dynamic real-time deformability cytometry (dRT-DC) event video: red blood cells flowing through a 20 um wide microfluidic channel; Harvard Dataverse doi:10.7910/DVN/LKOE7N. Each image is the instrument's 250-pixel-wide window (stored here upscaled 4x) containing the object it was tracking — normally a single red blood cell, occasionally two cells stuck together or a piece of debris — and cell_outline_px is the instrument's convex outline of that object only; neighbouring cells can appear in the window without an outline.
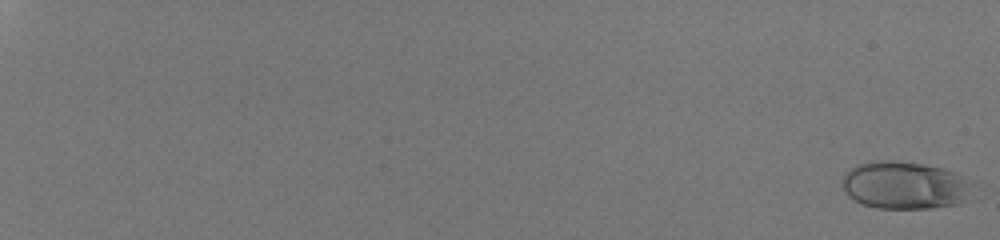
{"species": "human", "species_latin": "Homo sapiens", "temperature_condition": "room temperature", "stored_images_in_passage": 51, "camera_frame_rate_fps": 3000, "um_per_image_px": 0.085, "donor": {"sex": "male"}, "frame": {"image": 1, "passage_image": 1, "time_ms": 0.0, "image_size_px": [1000, 240], "cell_outline_px": [[976, 200], [960, 204], [928, 208], [876, 208], [860, 204], [848, 196], [844, 192], [840, 180], [856, 164], [872, 160], [892, 160], [924, 164], [944, 168], [956, 172], [972, 180]], "centroid_in_image_um": [77.01, 15.76], "position_along_channel_um": 8.0, "area_um2": 37.51}}
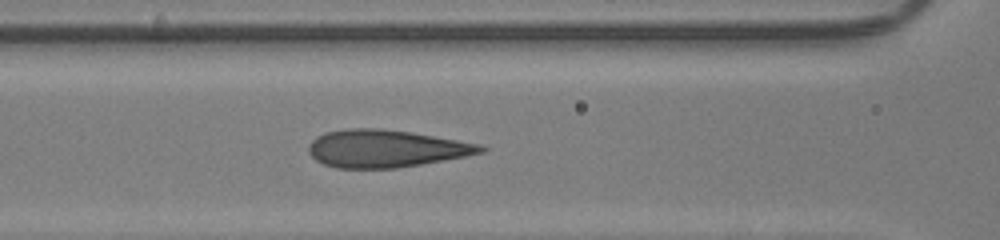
{"frame": {"image": 2, "passage_image": 30, "time_ms": 9.667, "image_size_px": [1000, 240], "cell_outline_px": [[488, 148], [484, 152], [468, 156], [396, 168], [336, 168], [324, 164], [316, 160], [308, 152], [308, 144], [316, 136], [324, 132], [344, 128], [384, 128], [480, 144]], "centroid_in_image_um": [32.75, 12.62], "position_along_channel_um": 133.8, "area_um2": 37.63}}
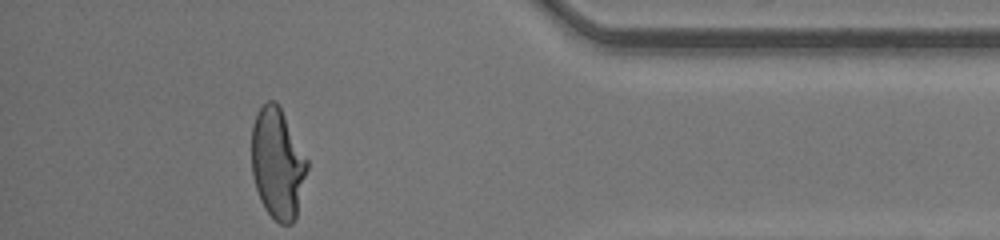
{"frame": {"image": 3, "passage_image": 51, "time_ms": 16.667, "image_size_px": [1000, 240], "cell_outline_px": [[308, 168], [296, 216], [292, 224], [280, 224], [264, 208], [260, 200], [256, 188], [252, 172], [252, 124], [256, 112], [268, 100], [276, 100], [308, 160]], "centroid_in_image_um": [23.58, 13.89], "position_along_channel_um": 411.6, "area_um2": 35.66}, "authors_computed_cell_mechanics": {"area_um2": 37.4544, "velocity_mm_per_s": 4.2955, "shape_relaxation_time_tau1_ms": 6.8278, "shape_relaxation_time_tau2_ms": null, "deformation_change_tau1": 0.2527, "deformation_change_tau2": null}}